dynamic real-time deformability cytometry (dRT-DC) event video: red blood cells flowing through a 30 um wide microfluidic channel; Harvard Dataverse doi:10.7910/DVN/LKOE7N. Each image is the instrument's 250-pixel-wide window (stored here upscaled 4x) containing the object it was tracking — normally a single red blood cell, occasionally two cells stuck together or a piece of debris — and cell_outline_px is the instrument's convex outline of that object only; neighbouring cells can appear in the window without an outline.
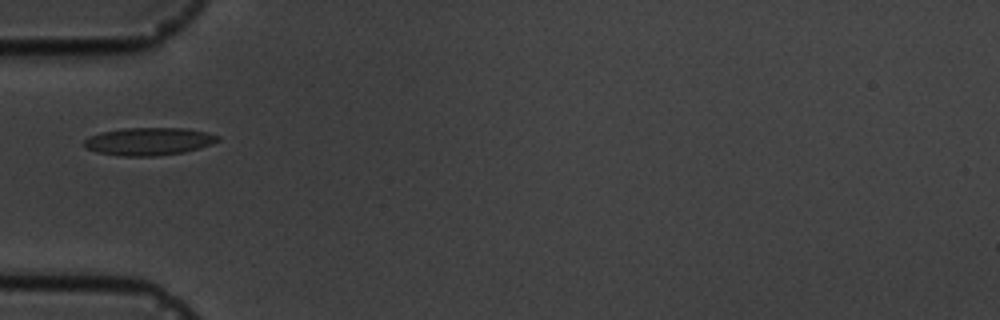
{"species": "common noctule bat (a hibernating species)", "species_latin": "Nyctalus noctula", "temperature_condition": "cold", "stored_images_in_passage": 14, "camera_frame_rate_fps": 3000, "um_per_image_px": 0.085, "animal": {"sex": "male", "body_mass_g": 19.5, "forearm_length_mm": 54.6}, "frame": {"image": 1, "passage_image": 4, "time_ms": 4.333, "image_size_px": [1000, 320], "cell_outline_px": [[220, 140], [212, 144], [184, 152], [152, 156], [124, 156], [96, 152], [88, 148], [84, 144], [84, 140], [88, 136], [100, 132], [124, 128], [188, 128], [208, 132], [220, 136]], "centroid_in_image_um": [12.67, 12.0], "position_along_channel_um": 72.3, "area_um2": 21.62}}
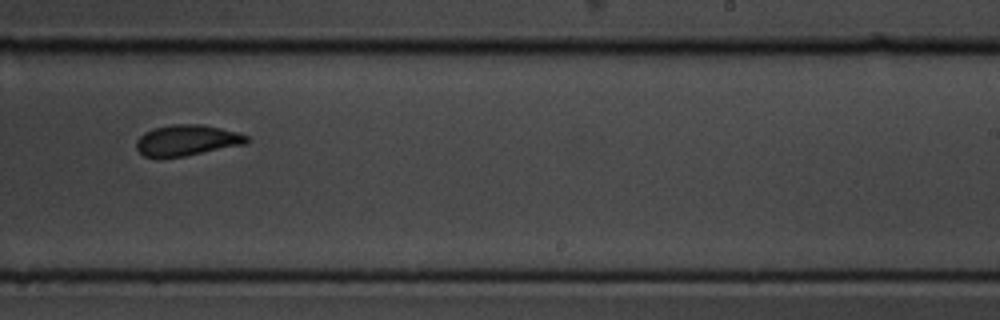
{"frame": {"image": 2, "passage_image": 9, "time_ms": 10.0, "image_size_px": [1000, 320], "cell_outline_px": [[252, 140], [248, 144], [184, 156], [144, 156], [136, 148], [136, 140], [144, 132], [152, 128], [172, 124], [200, 124], [220, 128], [236, 132], [248, 136]], "centroid_in_image_um": [15.93, 11.91], "position_along_channel_um": 273.1, "area_um2": 19.83}}
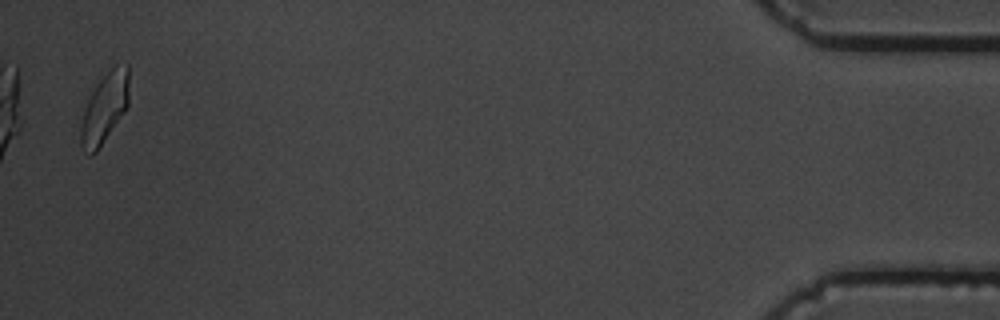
{"frame": {"image": 3, "passage_image": 14, "time_ms": 16.667, "image_size_px": [1000, 320], "cell_outline_px": [[128, 108], [96, 152], [88, 156], [80, 144], [80, 124], [84, 108], [96, 84], [116, 64], [128, 64]], "centroid_in_image_um": [8.88, 9.21], "position_along_channel_um": 426.3, "area_um2": 19.71}, "authors_computed_cell_mechanics": {"area_um2": 20.1722, "velocity_mm_per_s": 3.5536, "shape_relaxation_time_tau1_ms": 3.9816, "shape_relaxation_time_tau2_ms": 1.3956, "deformation_change_tau1": 0.1042, "deformation_change_tau2": 0.0438}}